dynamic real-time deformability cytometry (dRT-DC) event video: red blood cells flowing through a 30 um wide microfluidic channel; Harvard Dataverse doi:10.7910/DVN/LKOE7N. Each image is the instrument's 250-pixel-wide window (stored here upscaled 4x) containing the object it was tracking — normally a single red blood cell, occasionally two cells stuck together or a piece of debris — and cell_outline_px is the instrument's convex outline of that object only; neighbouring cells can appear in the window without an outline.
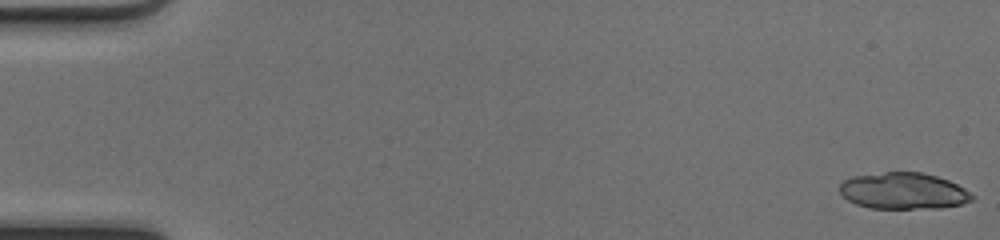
{"species": "common noctule bat (a hibernating species)", "species_latin": "Nyctalus noctula", "temperature_condition": "cold", "stored_images_in_passage": 38, "segment_of_instrument_passage": [1, 2], "camera_frame_rate_fps": 3000, "um_per_image_px": 0.085, "animal": {"sex": "female", "body_mass_g": 17.0, "forearm_length_mm": 48.0}, "frame": {"image": 1, "passage_image": 1, "time_ms": 0.0, "image_size_px": [1000, 240], "cell_outline_px": [[972, 200], [960, 204], [940, 208], [868, 208], [856, 204], [848, 200], [840, 192], [840, 184], [844, 180], [852, 176], [884, 172], [920, 172], [936, 176], [948, 180], [964, 188], [972, 196]], "centroid_in_image_um": [76.76, 16.23], "position_along_channel_um": 8.2, "area_um2": 27.92}}
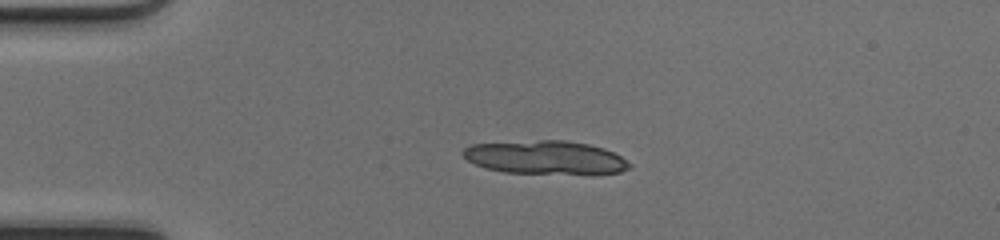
{"frame": {"image": 2, "passage_image": 12, "time_ms": 3.667, "image_size_px": [1000, 240], "cell_outline_px": [[632, 168], [620, 172], [504, 172], [484, 168], [468, 160], [460, 152], [464, 148], [472, 144], [540, 140], [564, 140], [588, 144], [604, 148], [620, 156], [632, 164]], "centroid_in_image_um": [46.32, 13.35], "position_along_channel_um": 38.7, "area_um2": 31.67}}